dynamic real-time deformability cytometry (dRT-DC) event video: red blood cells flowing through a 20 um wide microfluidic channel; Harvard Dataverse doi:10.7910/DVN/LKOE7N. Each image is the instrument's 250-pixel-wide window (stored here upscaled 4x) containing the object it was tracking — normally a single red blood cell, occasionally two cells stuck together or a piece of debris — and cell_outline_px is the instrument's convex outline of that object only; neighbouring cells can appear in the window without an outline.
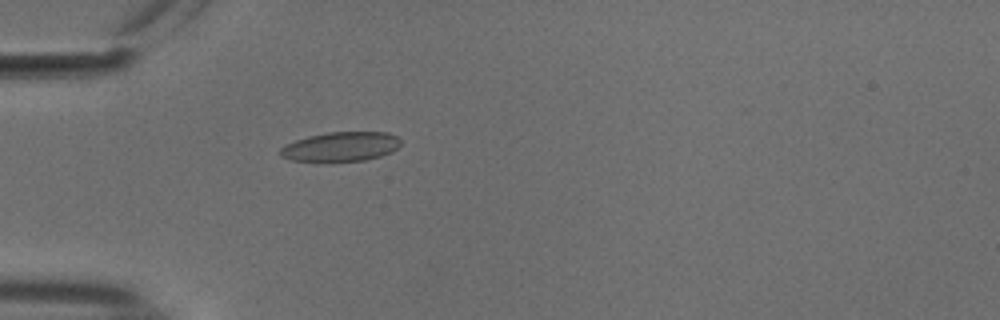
{"species": "common noctule bat (a hibernating species)", "species_latin": "Nyctalus noctula", "temperature_condition": "cold", "stored_images_in_passage": 53, "camera_frame_rate_fps": 3000, "um_per_image_px": 0.085, "animal": {"sex": "male", "body_mass_g": 18.8}, "frame": {"image": 1, "passage_image": 17, "time_ms": 5.333, "image_size_px": [1000, 320], "cell_outline_px": [[400, 144], [392, 152], [380, 156], [364, 160], [328, 164], [292, 160], [280, 156], [280, 148], [296, 140], [308, 136], [328, 132], [388, 132], [396, 136], [400, 140]], "centroid_in_image_um": [28.94, 12.5], "position_along_channel_um": 56.1, "area_um2": 21.21}}
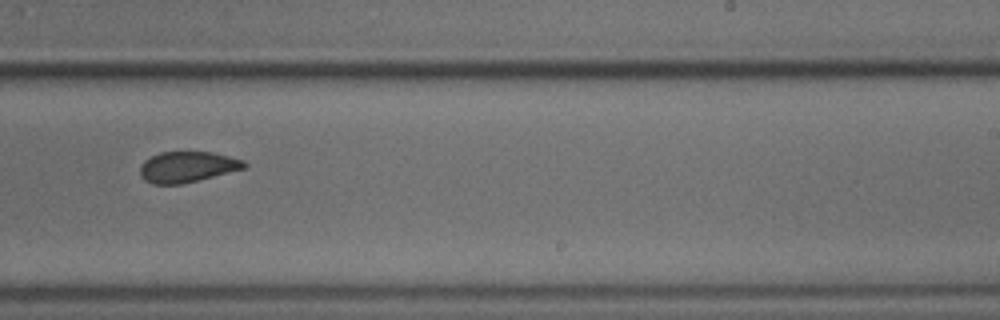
{"frame": {"image": 2, "passage_image": 35, "time_ms": 11.333, "image_size_px": [1000, 320], "cell_outline_px": [[248, 164], [244, 168], [180, 184], [152, 184], [144, 180], [140, 176], [140, 164], [144, 160], [160, 152], [212, 152], [244, 160]], "centroid_in_image_um": [15.87, 14.18], "position_along_channel_um": 273.1, "area_um2": 18.5}}
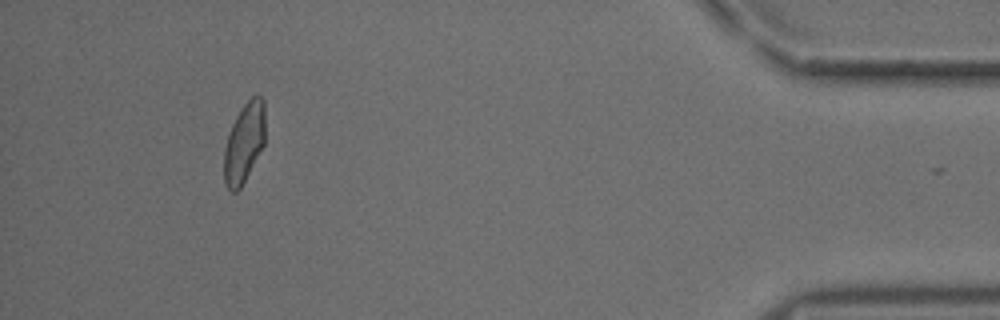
{"frame": {"image": 3, "passage_image": 51, "time_ms": 16.667, "image_size_px": [1000, 320], "cell_outline_px": [[264, 144], [240, 188], [236, 192], [232, 192], [224, 184], [224, 148], [232, 124], [236, 116], [244, 104], [252, 96], [260, 96], [264, 100]], "centroid_in_image_um": [20.74, 12.14], "position_along_channel_um": 414.5, "area_um2": 18.84}, "authors_computed_cell_mechanics": {"area_um2": 20.4034, "velocity_mm_per_s": 3.7406, "shape_relaxation_time_tau1_ms": 4.2791, "shape_relaxation_time_tau2_ms": 2.8794, "deformation_change_tau1": 0.0953, "deformation_change_tau2": 0.0726}}